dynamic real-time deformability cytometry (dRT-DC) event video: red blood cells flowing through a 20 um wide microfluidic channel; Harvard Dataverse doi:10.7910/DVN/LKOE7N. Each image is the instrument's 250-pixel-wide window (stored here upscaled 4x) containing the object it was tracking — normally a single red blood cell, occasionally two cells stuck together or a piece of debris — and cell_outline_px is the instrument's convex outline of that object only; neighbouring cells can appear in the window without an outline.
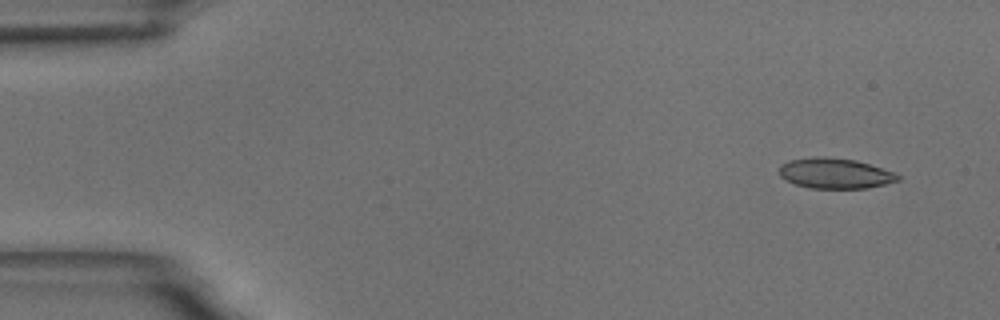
{"species": "common noctule bat (a hibernating species)", "species_latin": "Nyctalus noctula", "temperature_condition": "room temperature", "stored_images_in_passage": 52, "camera_frame_rate_fps": 3000, "um_per_image_px": 0.085, "animal": {"sex": "male", "body_mass_g": 18.8}, "frame": {"image": 1, "passage_image": 1, "time_ms": 0.0, "image_size_px": [1000, 320], "cell_outline_px": [[900, 180], [868, 188], [808, 188], [796, 184], [780, 176], [780, 164], [788, 160], [816, 156], [824, 156], [856, 160], [892, 172], [900, 176]], "centroid_in_image_um": [70.95, 14.73], "position_along_channel_um": 14.1, "area_um2": 20.87}}
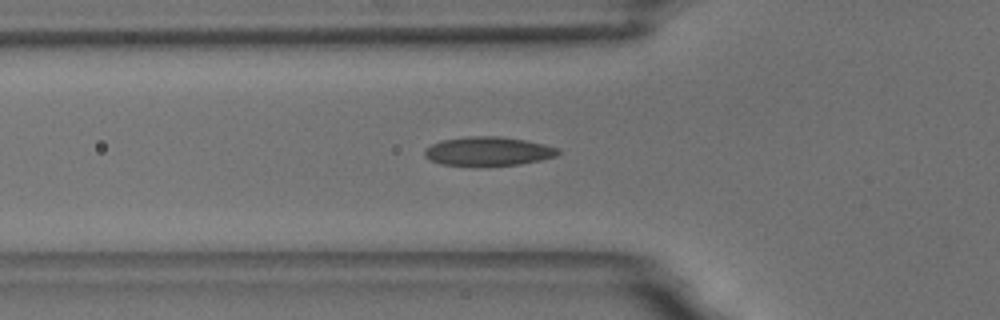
{"frame": {"image": 2, "passage_image": 16, "time_ms": 5.0, "image_size_px": [1000, 320], "cell_outline_px": [[560, 152], [556, 156], [540, 160], [520, 164], [480, 168], [472, 168], [440, 164], [424, 156], [424, 152], [432, 144], [440, 140], [468, 136], [500, 136], [524, 140], [544, 144], [560, 148]], "centroid_in_image_um": [41.48, 12.89], "position_along_channel_um": 84.3, "area_um2": 23.24}}
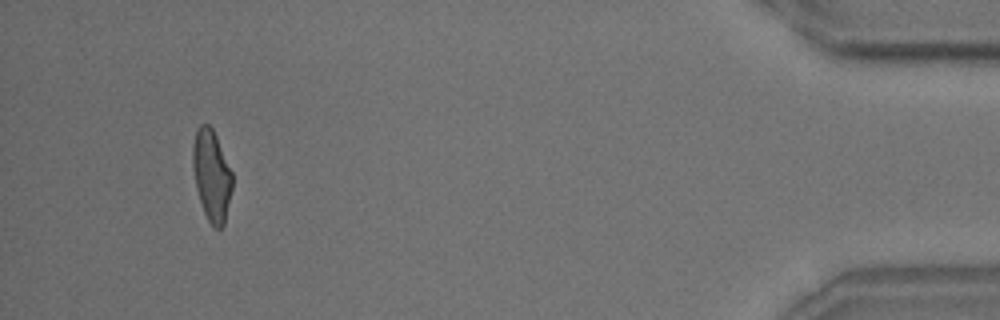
{"frame": {"image": 3, "passage_image": 49, "time_ms": 16.0, "image_size_px": [1000, 320], "cell_outline_px": [[232, 188], [224, 224], [220, 228], [216, 228], [208, 220], [204, 212], [196, 188], [192, 168], [192, 144], [196, 128], [200, 124], [208, 124], [212, 128], [216, 136], [232, 172]], "centroid_in_image_um": [17.96, 14.87], "position_along_channel_um": 417.2, "area_um2": 20.92}, "authors_computed_cell_mechanics": {"area_um2": 21.6172, "velocity_mm_per_s": 3.6552, "shape_relaxation_time_tau1_ms": 5.0483, "shape_relaxation_time_tau2_ms": 1.3456, "deformation_change_tau1": 0.1489, "deformation_change_tau2": 0.0761}}